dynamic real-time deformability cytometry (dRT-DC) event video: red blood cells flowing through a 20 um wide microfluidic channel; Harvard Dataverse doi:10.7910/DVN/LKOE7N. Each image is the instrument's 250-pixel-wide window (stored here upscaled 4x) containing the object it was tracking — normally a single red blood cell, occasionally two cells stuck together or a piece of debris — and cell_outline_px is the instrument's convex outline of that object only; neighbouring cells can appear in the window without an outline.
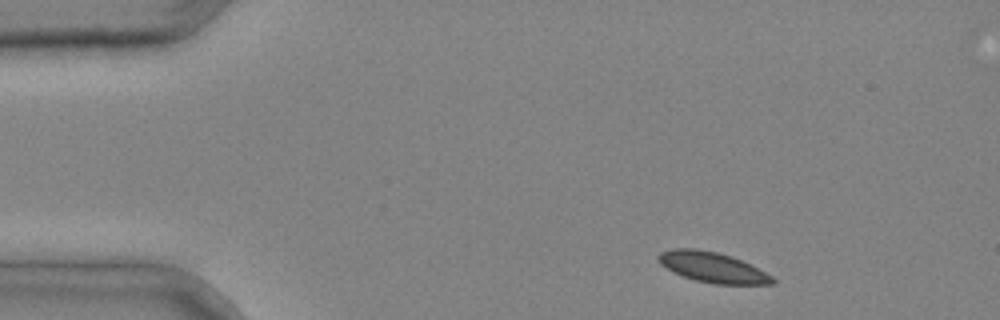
{"species": "common noctule bat (a hibernating species)", "species_latin": "Nyctalus noctula", "temperature_condition": "cold", "stored_images_in_passage": 3, "camera_frame_rate_fps": 3000, "um_per_image_px": 0.085, "animal": {"sex": "male", "body_mass_g": 20.4}, "frame": {"image": 1, "passage_image": 1, "time_ms": 0.0, "image_size_px": [1000, 320], "cell_outline_px": [[776, 284], [716, 284], [696, 280], [672, 272], [660, 264], [656, 256], [660, 252], [672, 248], [696, 248], [716, 252], [732, 256], [772, 276], [776, 280]], "centroid_in_image_um": [60.52, 22.71], "position_along_channel_um": 24.5, "area_um2": 20.06}}
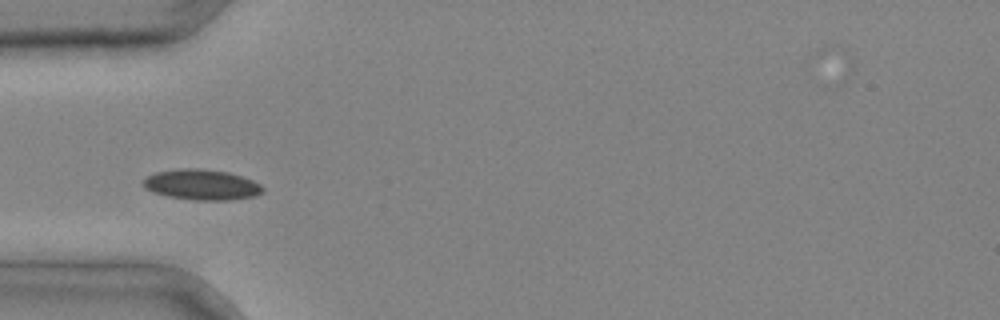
{"frame": {"image": 2, "passage_image": 3, "time_ms": 0.667, "image_size_px": [1000, 320], "cell_outline_px": [[264, 192], [256, 196], [232, 200], [192, 200], [168, 196], [152, 192], [144, 188], [144, 180], [148, 176], [156, 172], [180, 168], [200, 168], [228, 172], [252, 180], [260, 184], [264, 188]], "centroid_in_image_um": [17.17, 15.7], "position_along_channel_um": 67.8, "area_um2": 21.33}}